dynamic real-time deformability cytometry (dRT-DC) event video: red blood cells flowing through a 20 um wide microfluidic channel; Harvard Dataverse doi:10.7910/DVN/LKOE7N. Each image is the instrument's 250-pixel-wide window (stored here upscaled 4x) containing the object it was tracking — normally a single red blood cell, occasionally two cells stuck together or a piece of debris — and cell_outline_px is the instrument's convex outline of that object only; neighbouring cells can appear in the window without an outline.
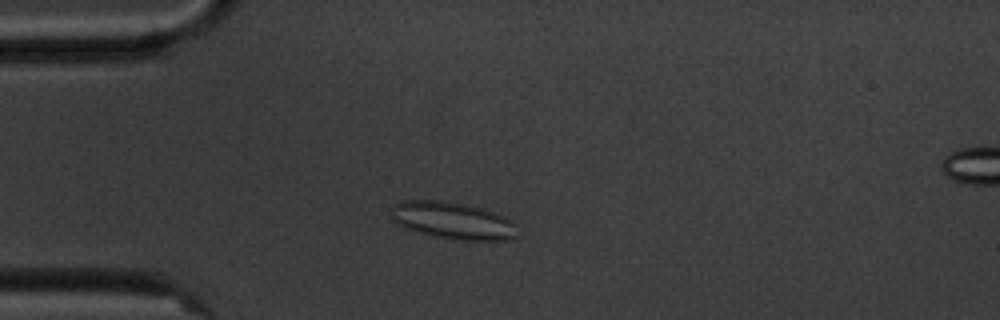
{"species": "common noctule bat (a hibernating species)", "species_latin": "Nyctalus noctula", "temperature_condition": "cold", "stored_images_in_passage": 53, "camera_frame_rate_fps": 3000, "um_per_image_px": 0.085, "animal": {"sex": "male", "body_mass_g": 20.1, "forearm_length_mm": 53.5}, "frame": {"image": 1, "passage_image": 11, "time_ms": 3.333, "image_size_px": [1000, 320], "cell_outline_px": [[516, 236], [512, 240], [452, 240], [432, 236], [416, 232], [404, 228], [396, 224], [388, 216], [392, 204], [400, 200], [440, 200], [464, 204], [484, 208], [496, 212], [512, 220], [516, 224]], "centroid_in_image_um": [38.43, 18.75], "position_along_channel_um": 46.6, "area_um2": 28.15}}
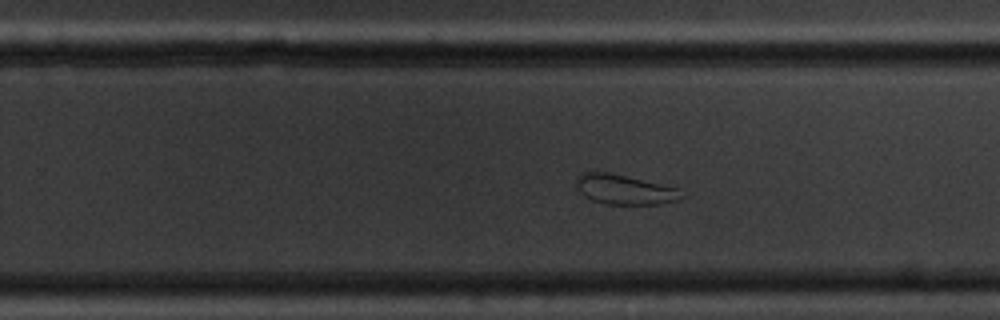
{"frame": {"image": 2, "passage_image": 32, "time_ms": 10.333, "image_size_px": [1000, 320], "cell_outline_px": [[684, 196], [676, 200], [660, 204], [608, 204], [592, 200], [584, 196], [572, 184], [576, 176], [584, 172], [608, 172], [676, 188]], "centroid_in_image_um": [52.97, 16.11], "position_along_channel_um": 276.8, "area_um2": 18.09}}
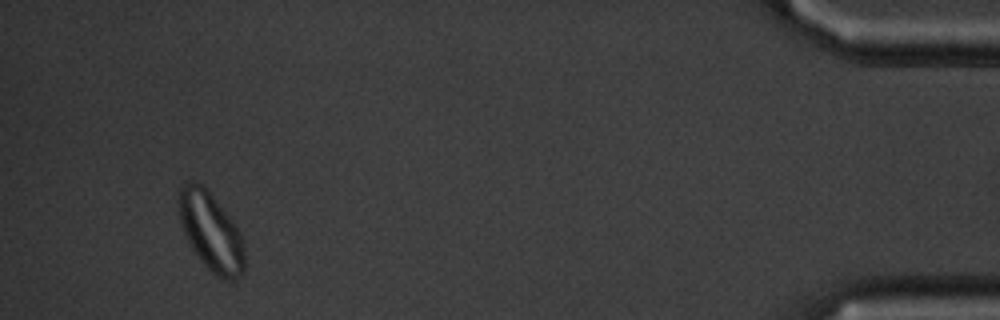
{"frame": {"image": 3, "passage_image": 50, "time_ms": 16.333, "image_size_px": [1000, 320], "cell_outline_px": [[244, 272], [240, 276], [232, 280], [224, 280], [216, 276], [200, 260], [192, 248], [180, 224], [176, 196], [180, 184], [200, 184], [208, 192], [240, 232], [244, 240]], "centroid_in_image_um": [17.9, 19.74], "position_along_channel_um": 417.3, "area_um2": 29.65}, "authors_computed_cell_mechanics": {"area_um2": 26.8192, "velocity_mm_per_s": 3.5207, "shape_relaxation_time_tau1_ms": null, "shape_relaxation_time_tau2_ms": 1.1639, "deformation_change_tau1": null, "deformation_change_tau2": 0.0579}}